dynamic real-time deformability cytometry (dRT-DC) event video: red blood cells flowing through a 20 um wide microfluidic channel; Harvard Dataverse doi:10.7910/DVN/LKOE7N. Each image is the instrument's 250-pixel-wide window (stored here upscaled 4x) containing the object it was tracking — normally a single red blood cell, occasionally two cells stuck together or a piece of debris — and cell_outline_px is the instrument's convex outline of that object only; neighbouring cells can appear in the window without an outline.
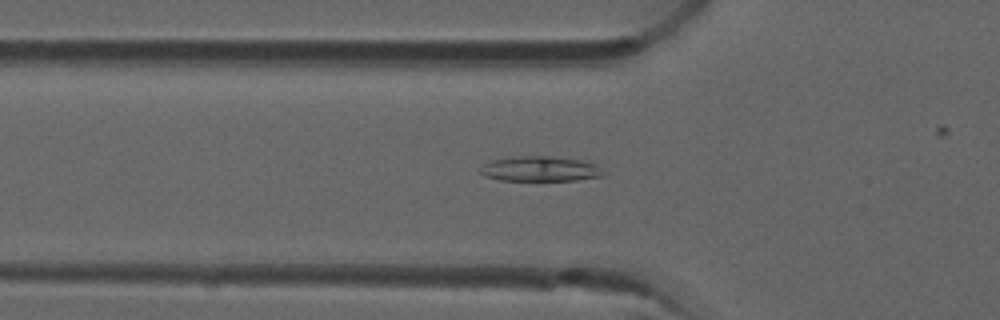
{"species": "common noctule bat (a hibernating species)", "species_latin": "Nyctalus noctula", "temperature_condition": "room temperature", "stored_images_in_passage": 27, "camera_frame_rate_fps": 3000, "um_per_image_px": 0.085, "animal": {"sex": "male", "forearm_length_mm": 52.5}, "frame": {"image": 1, "passage_image": 3, "time_ms": 0.667, "image_size_px": [1000, 320], "cell_outline_px": [[604, 176], [576, 180], [500, 180], [484, 176], [480, 172], [480, 168], [484, 164], [492, 160], [520, 156], [552, 156], [584, 160], [596, 164], [604, 172]], "centroid_in_image_um": [45.95, 14.35], "position_along_channel_um": 79.9, "area_um2": 17.98}}
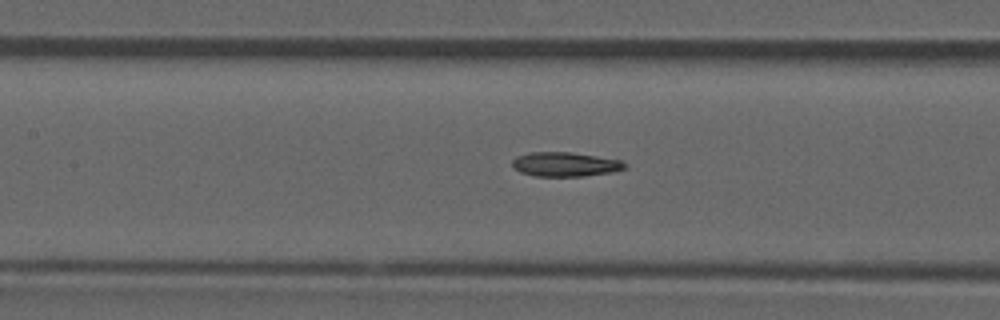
{"frame": {"image": 2, "passage_image": 9, "time_ms": 2.667, "image_size_px": [1000, 320], "cell_outline_px": [[628, 168], [612, 172], [584, 176], [536, 176], [520, 172], [512, 168], [512, 160], [516, 156], [528, 152], [572, 152], [620, 160], [628, 164]], "centroid_in_image_um": [48.03, 13.96], "position_along_channel_um": 159.4, "area_um2": 16.13}}
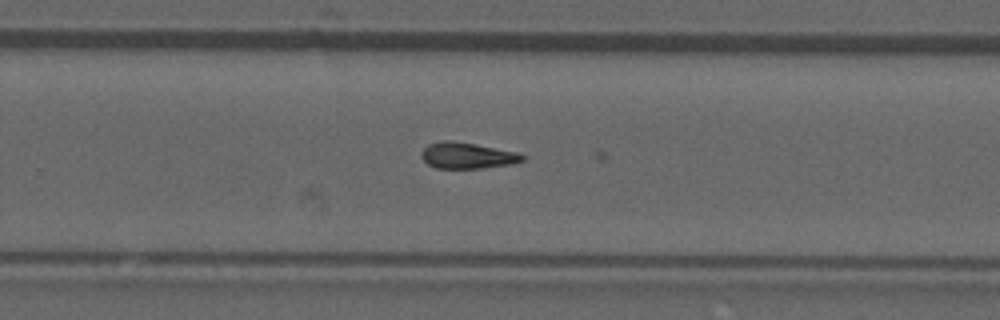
{"frame": {"image": 3, "passage_image": 19, "time_ms": 6.0, "image_size_px": [1000, 320], "cell_outline_px": [[524, 160], [512, 164], [480, 168], [436, 168], [428, 164], [420, 156], [420, 152], [428, 144], [440, 140], [452, 140], [476, 144], [516, 152], [524, 156]], "centroid_in_image_um": [39.67, 13.21], "position_along_channel_um": 290.1, "area_um2": 15.37}}